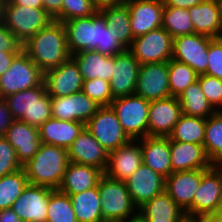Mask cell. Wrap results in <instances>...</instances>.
<instances>
[{
    "label": "cell",
    "instance_id": "obj_1",
    "mask_svg": "<svg viewBox=\"0 0 222 222\" xmlns=\"http://www.w3.org/2000/svg\"><path fill=\"white\" fill-rule=\"evenodd\" d=\"M67 33V47L70 55L87 50H97L106 56H115L126 48L116 29L106 26L99 11L89 17L74 18L63 23Z\"/></svg>",
    "mask_w": 222,
    "mask_h": 222
},
{
    "label": "cell",
    "instance_id": "obj_2",
    "mask_svg": "<svg viewBox=\"0 0 222 222\" xmlns=\"http://www.w3.org/2000/svg\"><path fill=\"white\" fill-rule=\"evenodd\" d=\"M23 51L44 73L67 61V33L63 22L51 21L23 45Z\"/></svg>",
    "mask_w": 222,
    "mask_h": 222
},
{
    "label": "cell",
    "instance_id": "obj_3",
    "mask_svg": "<svg viewBox=\"0 0 222 222\" xmlns=\"http://www.w3.org/2000/svg\"><path fill=\"white\" fill-rule=\"evenodd\" d=\"M69 162L67 149L41 143L23 168L30 184L58 189Z\"/></svg>",
    "mask_w": 222,
    "mask_h": 222
},
{
    "label": "cell",
    "instance_id": "obj_4",
    "mask_svg": "<svg viewBox=\"0 0 222 222\" xmlns=\"http://www.w3.org/2000/svg\"><path fill=\"white\" fill-rule=\"evenodd\" d=\"M14 120L39 128L52 118L51 97L44 83L4 97Z\"/></svg>",
    "mask_w": 222,
    "mask_h": 222
},
{
    "label": "cell",
    "instance_id": "obj_5",
    "mask_svg": "<svg viewBox=\"0 0 222 222\" xmlns=\"http://www.w3.org/2000/svg\"><path fill=\"white\" fill-rule=\"evenodd\" d=\"M97 185L101 199L103 221H137L138 209L131 199L125 182L114 180L103 174Z\"/></svg>",
    "mask_w": 222,
    "mask_h": 222
},
{
    "label": "cell",
    "instance_id": "obj_6",
    "mask_svg": "<svg viewBox=\"0 0 222 222\" xmlns=\"http://www.w3.org/2000/svg\"><path fill=\"white\" fill-rule=\"evenodd\" d=\"M53 18L43 9L11 4L3 6V23L23 45Z\"/></svg>",
    "mask_w": 222,
    "mask_h": 222
},
{
    "label": "cell",
    "instance_id": "obj_7",
    "mask_svg": "<svg viewBox=\"0 0 222 222\" xmlns=\"http://www.w3.org/2000/svg\"><path fill=\"white\" fill-rule=\"evenodd\" d=\"M111 108L127 136L138 140L148 136V115L150 101L136 94L115 98Z\"/></svg>",
    "mask_w": 222,
    "mask_h": 222
},
{
    "label": "cell",
    "instance_id": "obj_8",
    "mask_svg": "<svg viewBox=\"0 0 222 222\" xmlns=\"http://www.w3.org/2000/svg\"><path fill=\"white\" fill-rule=\"evenodd\" d=\"M43 82V72L22 50L0 76V98L32 89Z\"/></svg>",
    "mask_w": 222,
    "mask_h": 222
},
{
    "label": "cell",
    "instance_id": "obj_9",
    "mask_svg": "<svg viewBox=\"0 0 222 222\" xmlns=\"http://www.w3.org/2000/svg\"><path fill=\"white\" fill-rule=\"evenodd\" d=\"M85 129L108 153L131 140L124 132L111 106L99 107L95 115L85 124Z\"/></svg>",
    "mask_w": 222,
    "mask_h": 222
},
{
    "label": "cell",
    "instance_id": "obj_10",
    "mask_svg": "<svg viewBox=\"0 0 222 222\" xmlns=\"http://www.w3.org/2000/svg\"><path fill=\"white\" fill-rule=\"evenodd\" d=\"M173 37L158 28L133 39L128 49L141 65L168 62L172 58Z\"/></svg>",
    "mask_w": 222,
    "mask_h": 222
},
{
    "label": "cell",
    "instance_id": "obj_11",
    "mask_svg": "<svg viewBox=\"0 0 222 222\" xmlns=\"http://www.w3.org/2000/svg\"><path fill=\"white\" fill-rule=\"evenodd\" d=\"M214 38L202 34H188L173 38L172 59L190 66L198 75L208 67V46Z\"/></svg>",
    "mask_w": 222,
    "mask_h": 222
},
{
    "label": "cell",
    "instance_id": "obj_12",
    "mask_svg": "<svg viewBox=\"0 0 222 222\" xmlns=\"http://www.w3.org/2000/svg\"><path fill=\"white\" fill-rule=\"evenodd\" d=\"M134 94L147 101L171 97L168 62L140 65Z\"/></svg>",
    "mask_w": 222,
    "mask_h": 222
},
{
    "label": "cell",
    "instance_id": "obj_13",
    "mask_svg": "<svg viewBox=\"0 0 222 222\" xmlns=\"http://www.w3.org/2000/svg\"><path fill=\"white\" fill-rule=\"evenodd\" d=\"M222 206V171L213 165L203 175L194 194L192 217L219 213Z\"/></svg>",
    "mask_w": 222,
    "mask_h": 222
},
{
    "label": "cell",
    "instance_id": "obj_14",
    "mask_svg": "<svg viewBox=\"0 0 222 222\" xmlns=\"http://www.w3.org/2000/svg\"><path fill=\"white\" fill-rule=\"evenodd\" d=\"M208 169L186 170L171 173L165 178V191L173 201L192 217V202L195 192L200 186L202 175Z\"/></svg>",
    "mask_w": 222,
    "mask_h": 222
},
{
    "label": "cell",
    "instance_id": "obj_15",
    "mask_svg": "<svg viewBox=\"0 0 222 222\" xmlns=\"http://www.w3.org/2000/svg\"><path fill=\"white\" fill-rule=\"evenodd\" d=\"M43 83L50 97H65L81 91L84 79L70 57L58 67L44 72Z\"/></svg>",
    "mask_w": 222,
    "mask_h": 222
},
{
    "label": "cell",
    "instance_id": "obj_16",
    "mask_svg": "<svg viewBox=\"0 0 222 222\" xmlns=\"http://www.w3.org/2000/svg\"><path fill=\"white\" fill-rule=\"evenodd\" d=\"M99 107L82 91L65 97H51L52 118L64 121L86 124Z\"/></svg>",
    "mask_w": 222,
    "mask_h": 222
},
{
    "label": "cell",
    "instance_id": "obj_17",
    "mask_svg": "<svg viewBox=\"0 0 222 222\" xmlns=\"http://www.w3.org/2000/svg\"><path fill=\"white\" fill-rule=\"evenodd\" d=\"M51 188L28 183L12 209L22 222H47Z\"/></svg>",
    "mask_w": 222,
    "mask_h": 222
},
{
    "label": "cell",
    "instance_id": "obj_18",
    "mask_svg": "<svg viewBox=\"0 0 222 222\" xmlns=\"http://www.w3.org/2000/svg\"><path fill=\"white\" fill-rule=\"evenodd\" d=\"M130 14L133 38L161 28L164 4L162 0H125Z\"/></svg>",
    "mask_w": 222,
    "mask_h": 222
},
{
    "label": "cell",
    "instance_id": "obj_19",
    "mask_svg": "<svg viewBox=\"0 0 222 222\" xmlns=\"http://www.w3.org/2000/svg\"><path fill=\"white\" fill-rule=\"evenodd\" d=\"M182 114L178 97L150 101L148 136L168 137Z\"/></svg>",
    "mask_w": 222,
    "mask_h": 222
},
{
    "label": "cell",
    "instance_id": "obj_20",
    "mask_svg": "<svg viewBox=\"0 0 222 222\" xmlns=\"http://www.w3.org/2000/svg\"><path fill=\"white\" fill-rule=\"evenodd\" d=\"M125 183L137 209L165 191V177L143 163Z\"/></svg>",
    "mask_w": 222,
    "mask_h": 222
},
{
    "label": "cell",
    "instance_id": "obj_21",
    "mask_svg": "<svg viewBox=\"0 0 222 222\" xmlns=\"http://www.w3.org/2000/svg\"><path fill=\"white\" fill-rule=\"evenodd\" d=\"M114 64L110 79L113 98L133 95L141 64L128 49L114 56Z\"/></svg>",
    "mask_w": 222,
    "mask_h": 222
},
{
    "label": "cell",
    "instance_id": "obj_22",
    "mask_svg": "<svg viewBox=\"0 0 222 222\" xmlns=\"http://www.w3.org/2000/svg\"><path fill=\"white\" fill-rule=\"evenodd\" d=\"M142 163L140 141L130 140L108 154L104 174L114 180L125 182Z\"/></svg>",
    "mask_w": 222,
    "mask_h": 222
},
{
    "label": "cell",
    "instance_id": "obj_23",
    "mask_svg": "<svg viewBox=\"0 0 222 222\" xmlns=\"http://www.w3.org/2000/svg\"><path fill=\"white\" fill-rule=\"evenodd\" d=\"M67 151L70 162L94 166L105 172L109 153L87 129L81 131Z\"/></svg>",
    "mask_w": 222,
    "mask_h": 222
},
{
    "label": "cell",
    "instance_id": "obj_24",
    "mask_svg": "<svg viewBox=\"0 0 222 222\" xmlns=\"http://www.w3.org/2000/svg\"><path fill=\"white\" fill-rule=\"evenodd\" d=\"M170 160L172 173L186 170L209 169L213 166L203 144L178 142L175 140H170Z\"/></svg>",
    "mask_w": 222,
    "mask_h": 222
},
{
    "label": "cell",
    "instance_id": "obj_25",
    "mask_svg": "<svg viewBox=\"0 0 222 222\" xmlns=\"http://www.w3.org/2000/svg\"><path fill=\"white\" fill-rule=\"evenodd\" d=\"M16 151V156L23 166L38 152L41 145L37 127L14 120L4 136Z\"/></svg>",
    "mask_w": 222,
    "mask_h": 222
},
{
    "label": "cell",
    "instance_id": "obj_26",
    "mask_svg": "<svg viewBox=\"0 0 222 222\" xmlns=\"http://www.w3.org/2000/svg\"><path fill=\"white\" fill-rule=\"evenodd\" d=\"M195 33L212 38L222 37V18L219 0H204L188 8Z\"/></svg>",
    "mask_w": 222,
    "mask_h": 222
},
{
    "label": "cell",
    "instance_id": "obj_27",
    "mask_svg": "<svg viewBox=\"0 0 222 222\" xmlns=\"http://www.w3.org/2000/svg\"><path fill=\"white\" fill-rule=\"evenodd\" d=\"M186 216L164 191L138 208V222H179Z\"/></svg>",
    "mask_w": 222,
    "mask_h": 222
},
{
    "label": "cell",
    "instance_id": "obj_28",
    "mask_svg": "<svg viewBox=\"0 0 222 222\" xmlns=\"http://www.w3.org/2000/svg\"><path fill=\"white\" fill-rule=\"evenodd\" d=\"M141 143L143 164L168 177L172 173L169 137L146 136L138 139Z\"/></svg>",
    "mask_w": 222,
    "mask_h": 222
},
{
    "label": "cell",
    "instance_id": "obj_29",
    "mask_svg": "<svg viewBox=\"0 0 222 222\" xmlns=\"http://www.w3.org/2000/svg\"><path fill=\"white\" fill-rule=\"evenodd\" d=\"M84 128L85 124L78 121L50 118L38 131L41 143L68 149Z\"/></svg>",
    "mask_w": 222,
    "mask_h": 222
},
{
    "label": "cell",
    "instance_id": "obj_30",
    "mask_svg": "<svg viewBox=\"0 0 222 222\" xmlns=\"http://www.w3.org/2000/svg\"><path fill=\"white\" fill-rule=\"evenodd\" d=\"M103 174L97 167L69 162L58 190L69 196L86 191L96 187Z\"/></svg>",
    "mask_w": 222,
    "mask_h": 222
},
{
    "label": "cell",
    "instance_id": "obj_31",
    "mask_svg": "<svg viewBox=\"0 0 222 222\" xmlns=\"http://www.w3.org/2000/svg\"><path fill=\"white\" fill-rule=\"evenodd\" d=\"M76 62L79 72L84 80L103 79L110 82L114 56H106L97 50L82 51L71 55Z\"/></svg>",
    "mask_w": 222,
    "mask_h": 222
},
{
    "label": "cell",
    "instance_id": "obj_32",
    "mask_svg": "<svg viewBox=\"0 0 222 222\" xmlns=\"http://www.w3.org/2000/svg\"><path fill=\"white\" fill-rule=\"evenodd\" d=\"M77 222H103L98 185L70 195Z\"/></svg>",
    "mask_w": 222,
    "mask_h": 222
},
{
    "label": "cell",
    "instance_id": "obj_33",
    "mask_svg": "<svg viewBox=\"0 0 222 222\" xmlns=\"http://www.w3.org/2000/svg\"><path fill=\"white\" fill-rule=\"evenodd\" d=\"M178 99L185 115L207 119L217 112L205 97L198 81L185 89Z\"/></svg>",
    "mask_w": 222,
    "mask_h": 222
},
{
    "label": "cell",
    "instance_id": "obj_34",
    "mask_svg": "<svg viewBox=\"0 0 222 222\" xmlns=\"http://www.w3.org/2000/svg\"><path fill=\"white\" fill-rule=\"evenodd\" d=\"M99 13L104 17L106 26L116 29V32L121 36V44L129 49L134 38L127 5L122 3L116 6L103 7L99 9Z\"/></svg>",
    "mask_w": 222,
    "mask_h": 222
},
{
    "label": "cell",
    "instance_id": "obj_35",
    "mask_svg": "<svg viewBox=\"0 0 222 222\" xmlns=\"http://www.w3.org/2000/svg\"><path fill=\"white\" fill-rule=\"evenodd\" d=\"M205 127L206 119L182 114L168 137L178 142L203 144Z\"/></svg>",
    "mask_w": 222,
    "mask_h": 222
},
{
    "label": "cell",
    "instance_id": "obj_36",
    "mask_svg": "<svg viewBox=\"0 0 222 222\" xmlns=\"http://www.w3.org/2000/svg\"><path fill=\"white\" fill-rule=\"evenodd\" d=\"M204 149L213 165L222 160V111L206 119Z\"/></svg>",
    "mask_w": 222,
    "mask_h": 222
},
{
    "label": "cell",
    "instance_id": "obj_37",
    "mask_svg": "<svg viewBox=\"0 0 222 222\" xmlns=\"http://www.w3.org/2000/svg\"><path fill=\"white\" fill-rule=\"evenodd\" d=\"M162 28L173 38L195 33L188 9L164 6Z\"/></svg>",
    "mask_w": 222,
    "mask_h": 222
},
{
    "label": "cell",
    "instance_id": "obj_38",
    "mask_svg": "<svg viewBox=\"0 0 222 222\" xmlns=\"http://www.w3.org/2000/svg\"><path fill=\"white\" fill-rule=\"evenodd\" d=\"M24 168L0 178V210L12 208L13 203L28 185Z\"/></svg>",
    "mask_w": 222,
    "mask_h": 222
},
{
    "label": "cell",
    "instance_id": "obj_39",
    "mask_svg": "<svg viewBox=\"0 0 222 222\" xmlns=\"http://www.w3.org/2000/svg\"><path fill=\"white\" fill-rule=\"evenodd\" d=\"M171 96L179 97L185 89L197 81L198 74L187 64L170 59L168 61Z\"/></svg>",
    "mask_w": 222,
    "mask_h": 222
},
{
    "label": "cell",
    "instance_id": "obj_40",
    "mask_svg": "<svg viewBox=\"0 0 222 222\" xmlns=\"http://www.w3.org/2000/svg\"><path fill=\"white\" fill-rule=\"evenodd\" d=\"M47 222H77L70 196L58 189L50 192Z\"/></svg>",
    "mask_w": 222,
    "mask_h": 222
},
{
    "label": "cell",
    "instance_id": "obj_41",
    "mask_svg": "<svg viewBox=\"0 0 222 222\" xmlns=\"http://www.w3.org/2000/svg\"><path fill=\"white\" fill-rule=\"evenodd\" d=\"M81 91L100 107L110 106L114 100L110 90V82L103 79L84 80Z\"/></svg>",
    "mask_w": 222,
    "mask_h": 222
},
{
    "label": "cell",
    "instance_id": "obj_42",
    "mask_svg": "<svg viewBox=\"0 0 222 222\" xmlns=\"http://www.w3.org/2000/svg\"><path fill=\"white\" fill-rule=\"evenodd\" d=\"M99 9L92 0H62L61 22L74 18L89 17L96 14Z\"/></svg>",
    "mask_w": 222,
    "mask_h": 222
},
{
    "label": "cell",
    "instance_id": "obj_43",
    "mask_svg": "<svg viewBox=\"0 0 222 222\" xmlns=\"http://www.w3.org/2000/svg\"><path fill=\"white\" fill-rule=\"evenodd\" d=\"M197 81L212 107L216 111H222V80L206 74H200L197 77Z\"/></svg>",
    "mask_w": 222,
    "mask_h": 222
},
{
    "label": "cell",
    "instance_id": "obj_44",
    "mask_svg": "<svg viewBox=\"0 0 222 222\" xmlns=\"http://www.w3.org/2000/svg\"><path fill=\"white\" fill-rule=\"evenodd\" d=\"M21 168L13 146L5 137H0V178Z\"/></svg>",
    "mask_w": 222,
    "mask_h": 222
},
{
    "label": "cell",
    "instance_id": "obj_45",
    "mask_svg": "<svg viewBox=\"0 0 222 222\" xmlns=\"http://www.w3.org/2000/svg\"><path fill=\"white\" fill-rule=\"evenodd\" d=\"M222 80V37L214 38L208 46V67L204 73Z\"/></svg>",
    "mask_w": 222,
    "mask_h": 222
},
{
    "label": "cell",
    "instance_id": "obj_46",
    "mask_svg": "<svg viewBox=\"0 0 222 222\" xmlns=\"http://www.w3.org/2000/svg\"><path fill=\"white\" fill-rule=\"evenodd\" d=\"M23 50L22 44L16 39L13 33L4 25L0 23V51L4 52H21Z\"/></svg>",
    "mask_w": 222,
    "mask_h": 222
},
{
    "label": "cell",
    "instance_id": "obj_47",
    "mask_svg": "<svg viewBox=\"0 0 222 222\" xmlns=\"http://www.w3.org/2000/svg\"><path fill=\"white\" fill-rule=\"evenodd\" d=\"M14 119L11 115L8 105L4 98H0V137H4L6 131L13 123Z\"/></svg>",
    "mask_w": 222,
    "mask_h": 222
},
{
    "label": "cell",
    "instance_id": "obj_48",
    "mask_svg": "<svg viewBox=\"0 0 222 222\" xmlns=\"http://www.w3.org/2000/svg\"><path fill=\"white\" fill-rule=\"evenodd\" d=\"M43 9L53 18L61 22L62 0H42Z\"/></svg>",
    "mask_w": 222,
    "mask_h": 222
},
{
    "label": "cell",
    "instance_id": "obj_49",
    "mask_svg": "<svg viewBox=\"0 0 222 222\" xmlns=\"http://www.w3.org/2000/svg\"><path fill=\"white\" fill-rule=\"evenodd\" d=\"M20 52H4L0 51V76L3 75L11 66L13 59Z\"/></svg>",
    "mask_w": 222,
    "mask_h": 222
},
{
    "label": "cell",
    "instance_id": "obj_50",
    "mask_svg": "<svg viewBox=\"0 0 222 222\" xmlns=\"http://www.w3.org/2000/svg\"><path fill=\"white\" fill-rule=\"evenodd\" d=\"M203 1L204 0H162L164 6H172L184 9L191 8Z\"/></svg>",
    "mask_w": 222,
    "mask_h": 222
},
{
    "label": "cell",
    "instance_id": "obj_51",
    "mask_svg": "<svg viewBox=\"0 0 222 222\" xmlns=\"http://www.w3.org/2000/svg\"><path fill=\"white\" fill-rule=\"evenodd\" d=\"M0 222H22L12 208L0 210Z\"/></svg>",
    "mask_w": 222,
    "mask_h": 222
},
{
    "label": "cell",
    "instance_id": "obj_52",
    "mask_svg": "<svg viewBox=\"0 0 222 222\" xmlns=\"http://www.w3.org/2000/svg\"><path fill=\"white\" fill-rule=\"evenodd\" d=\"M196 222H222V214H202L194 217Z\"/></svg>",
    "mask_w": 222,
    "mask_h": 222
},
{
    "label": "cell",
    "instance_id": "obj_53",
    "mask_svg": "<svg viewBox=\"0 0 222 222\" xmlns=\"http://www.w3.org/2000/svg\"><path fill=\"white\" fill-rule=\"evenodd\" d=\"M11 4L34 7V8H43L42 0H8Z\"/></svg>",
    "mask_w": 222,
    "mask_h": 222
},
{
    "label": "cell",
    "instance_id": "obj_54",
    "mask_svg": "<svg viewBox=\"0 0 222 222\" xmlns=\"http://www.w3.org/2000/svg\"><path fill=\"white\" fill-rule=\"evenodd\" d=\"M94 5L100 9L107 6H116L124 3L125 0H92Z\"/></svg>",
    "mask_w": 222,
    "mask_h": 222
},
{
    "label": "cell",
    "instance_id": "obj_55",
    "mask_svg": "<svg viewBox=\"0 0 222 222\" xmlns=\"http://www.w3.org/2000/svg\"><path fill=\"white\" fill-rule=\"evenodd\" d=\"M5 0H0V23L3 22V6Z\"/></svg>",
    "mask_w": 222,
    "mask_h": 222
},
{
    "label": "cell",
    "instance_id": "obj_56",
    "mask_svg": "<svg viewBox=\"0 0 222 222\" xmlns=\"http://www.w3.org/2000/svg\"><path fill=\"white\" fill-rule=\"evenodd\" d=\"M179 222H196L194 217L185 216L181 221Z\"/></svg>",
    "mask_w": 222,
    "mask_h": 222
},
{
    "label": "cell",
    "instance_id": "obj_57",
    "mask_svg": "<svg viewBox=\"0 0 222 222\" xmlns=\"http://www.w3.org/2000/svg\"><path fill=\"white\" fill-rule=\"evenodd\" d=\"M216 166L222 171V160Z\"/></svg>",
    "mask_w": 222,
    "mask_h": 222
},
{
    "label": "cell",
    "instance_id": "obj_58",
    "mask_svg": "<svg viewBox=\"0 0 222 222\" xmlns=\"http://www.w3.org/2000/svg\"><path fill=\"white\" fill-rule=\"evenodd\" d=\"M219 4H220V7H221V18H222V0H219Z\"/></svg>",
    "mask_w": 222,
    "mask_h": 222
}]
</instances>
